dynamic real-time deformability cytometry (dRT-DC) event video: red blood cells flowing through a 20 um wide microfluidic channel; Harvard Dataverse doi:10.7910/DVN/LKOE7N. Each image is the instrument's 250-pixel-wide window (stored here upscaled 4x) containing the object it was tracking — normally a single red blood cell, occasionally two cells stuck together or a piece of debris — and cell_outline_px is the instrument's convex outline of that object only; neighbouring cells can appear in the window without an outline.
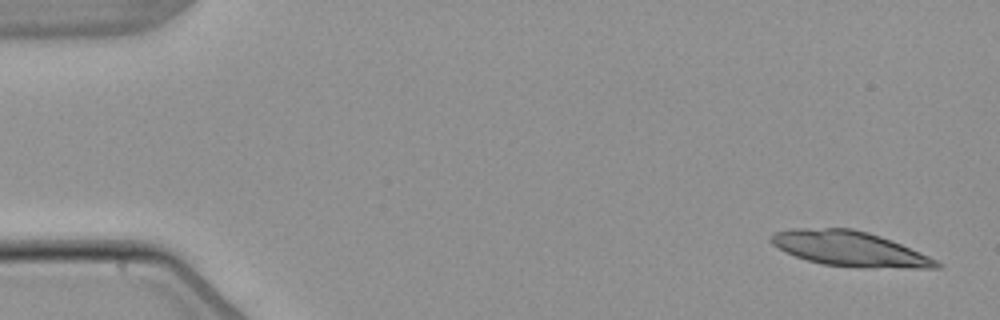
{"species": "common noctule bat (a hibernating species)", "species_latin": "Nyctalus noctula", "temperature_condition": "warm", "stored_images_in_passage": 6, "camera_frame_rate_fps": 3000, "um_per_image_px": 0.085, "animal": {"sex": "male", "body_mass_g": 21.5, "forearm_length_mm": 52.0}, "frame": {"image": 1, "passage_image": 1, "time_ms": 0.0, "image_size_px": [1000, 320], "cell_outline_px": [[944, 264], [940, 268], [864, 268], [824, 264], [808, 260], [796, 256], [772, 244], [768, 240], [768, 236], [776, 232], [792, 228], [852, 228], [868, 232], [880, 236], [920, 252]], "centroid_in_image_um": [72.23, 21.14], "position_along_channel_um": 12.8, "area_um2": 33.64}}